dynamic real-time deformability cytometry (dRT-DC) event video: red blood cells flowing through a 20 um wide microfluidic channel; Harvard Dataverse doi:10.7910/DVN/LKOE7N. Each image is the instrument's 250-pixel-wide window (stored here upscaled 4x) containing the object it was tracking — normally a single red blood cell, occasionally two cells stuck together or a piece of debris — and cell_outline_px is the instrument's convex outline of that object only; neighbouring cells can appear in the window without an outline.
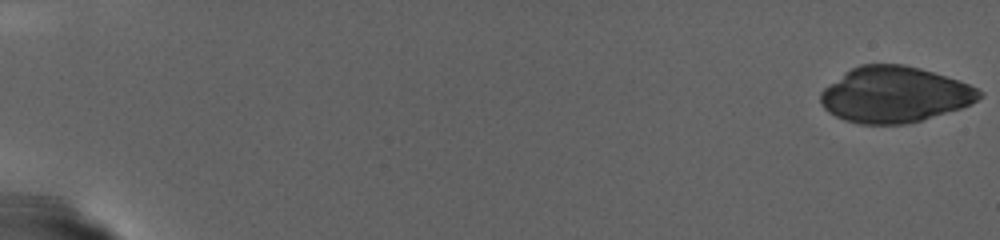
{"species": "human", "species_latin": "Homo sapiens", "temperature_condition": "warm", "stored_images_in_passage": 87, "camera_frame_rate_fps": 3000, "um_per_image_px": 0.085, "donor": {"sex": "female"}, "frame": {"image": 1, "passage_image": 1, "time_ms": 0.0, "image_size_px": [1000, 240], "cell_outline_px": [[984, 96], [960, 108], [908, 124], [860, 124], [844, 120], [828, 112], [824, 108], [820, 100], [820, 92], [824, 88], [844, 72], [860, 64], [904, 64], [920, 68], [968, 84], [984, 92]], "centroid_in_image_um": [76.0, 8.04], "position_along_channel_um": 9.0, "area_um2": 51.44}}
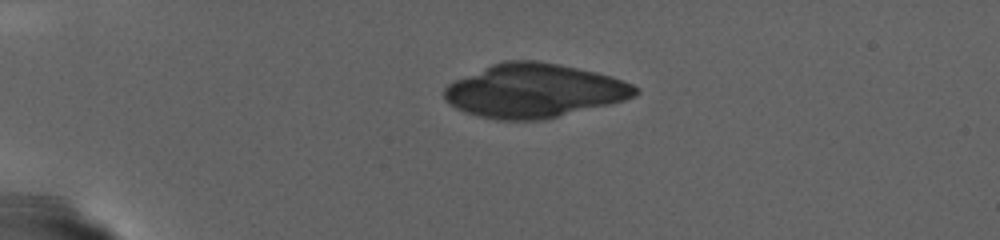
{"frame": {"image": 2, "passage_image": 24, "time_ms": 7.667, "image_size_px": [1000, 240], "cell_outline_px": [[640, 92], [636, 96], [624, 100], [544, 120], [500, 120], [480, 116], [464, 112], [448, 104], [444, 100], [444, 88], [448, 84], [456, 80], [492, 64], [504, 60], [536, 60], [560, 64], [596, 72], [612, 76], [632, 84], [640, 88]], "centroid_in_image_um": [45.41, 7.71], "position_along_channel_um": 39.6, "area_um2": 59.88}}